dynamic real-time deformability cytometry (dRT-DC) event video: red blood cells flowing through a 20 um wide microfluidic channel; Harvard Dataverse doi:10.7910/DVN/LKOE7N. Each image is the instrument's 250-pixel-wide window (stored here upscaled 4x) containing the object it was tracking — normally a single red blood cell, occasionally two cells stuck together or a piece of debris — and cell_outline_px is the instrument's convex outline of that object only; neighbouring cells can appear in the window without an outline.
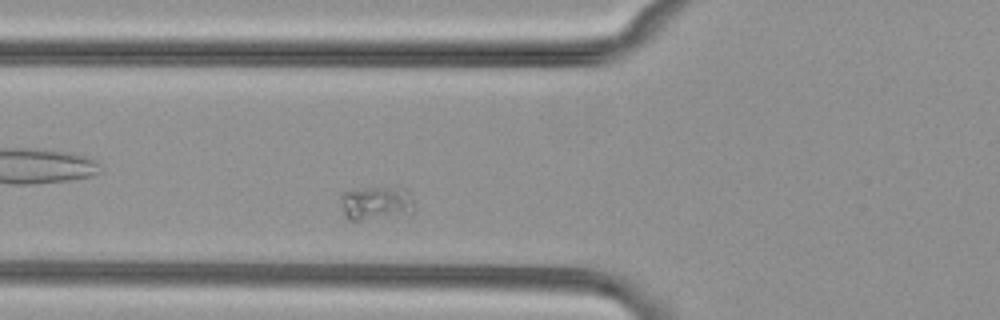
{"species": "common noctule bat (a hibernating species)", "species_latin": "Nyctalus noctula", "temperature_condition": "cold", "stored_images_in_passage": 41, "camera_frame_rate_fps": 3000, "um_per_image_px": 0.085, "animal": {"sex": "female", "body_mass_g": 29.2, "forearm_length_mm": 56.3}, "frame": {"image": 1, "passage_image": 5, "time_ms": 1.333, "image_size_px": [1000, 320], "cell_outline_px": [[412, 212], [408, 216], [360, 220], [348, 220], [344, 216], [340, 196], [348, 188], [400, 184], [408, 192], [412, 200]], "centroid_in_image_um": [31.98, 17.21], "position_along_channel_um": 93.8, "area_um2": 15.61}}
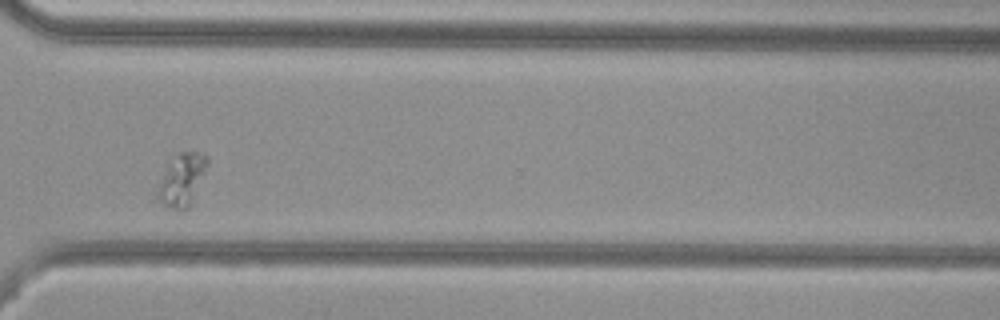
{"frame": {"image": 2, "passage_image": 27, "time_ms": 8.667, "image_size_px": [1000, 320], "cell_outline_px": [[208, 164], [188, 208], [180, 212], [168, 208], [156, 196], [156, 192], [168, 164], [180, 152], [204, 152], [208, 156]], "centroid_in_image_um": [15.47, 15.29], "position_along_channel_um": 355.1, "area_um2": 14.8}}
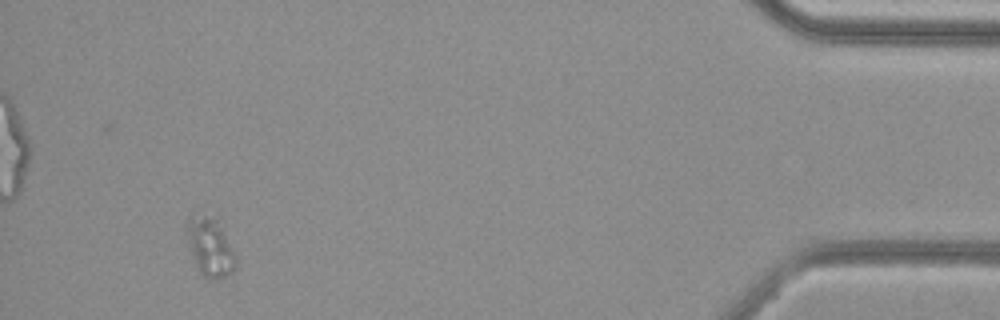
{"frame": {"image": 3, "passage_image": 38, "time_ms": 12.333, "image_size_px": [1000, 320], "cell_outline_px": [[236, 268], [232, 272], [224, 276], [212, 280], [208, 280], [196, 268], [184, 232], [184, 224], [188, 216], [220, 216], [236, 256]], "centroid_in_image_um": [17.85, 20.93], "position_along_channel_um": 417.3, "area_um2": 17.69}}